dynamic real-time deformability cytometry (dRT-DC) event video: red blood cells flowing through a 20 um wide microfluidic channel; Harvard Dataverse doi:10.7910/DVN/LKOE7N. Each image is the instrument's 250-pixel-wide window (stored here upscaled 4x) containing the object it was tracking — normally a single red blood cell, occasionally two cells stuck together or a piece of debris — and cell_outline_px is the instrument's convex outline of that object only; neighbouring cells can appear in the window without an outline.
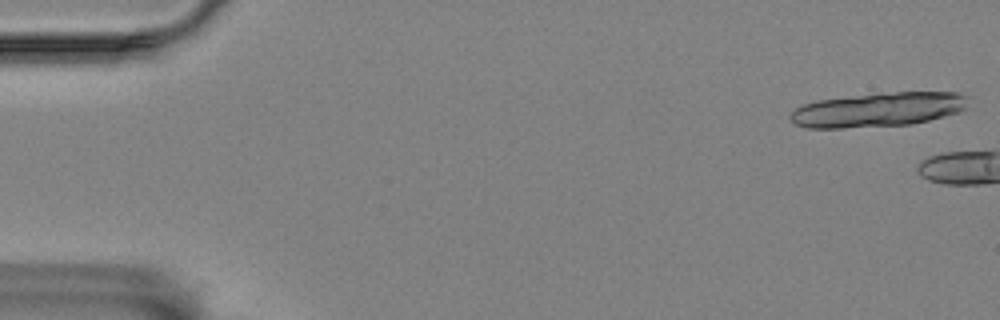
{"species": "Egyptian fruit bat (a non-hibernating species)", "species_latin": "Rousettus aegyptiacus", "temperature_condition": "room temperature", "stored_images_in_passage": 4, "camera_frame_rate_fps": 3000, "um_per_image_px": 0.085, "animal": {"sex": "female"}, "frame": {"image": 1, "passage_image": 1, "time_ms": 0.0, "image_size_px": [1000, 320], "cell_outline_px": [[968, 96], [964, 108], [960, 112], [912, 124], [844, 128], [808, 128], [796, 124], [788, 116], [796, 108], [804, 104], [820, 100], [896, 92], [956, 92]], "centroid_in_image_um": [74.66, 9.33], "position_along_channel_um": 10.3, "area_um2": 34.97}}